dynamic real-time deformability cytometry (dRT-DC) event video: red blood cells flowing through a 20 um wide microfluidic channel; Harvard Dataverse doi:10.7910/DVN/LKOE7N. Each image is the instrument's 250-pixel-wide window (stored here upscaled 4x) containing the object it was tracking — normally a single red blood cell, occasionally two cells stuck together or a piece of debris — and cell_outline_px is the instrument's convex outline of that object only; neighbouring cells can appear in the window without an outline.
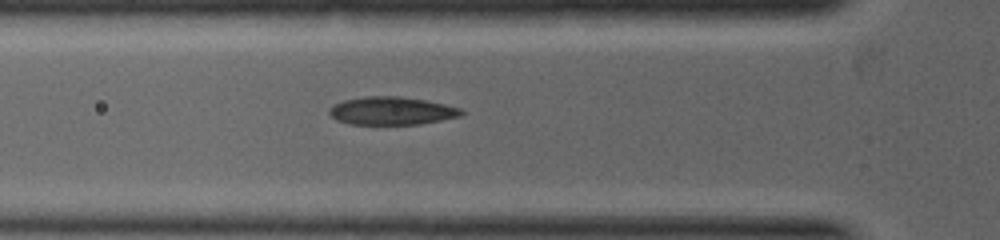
{"species": "common noctule bat (a hibernating species)", "species_latin": "Nyctalus noctula", "temperature_condition": "warm", "stored_images_in_passage": 3, "camera_frame_rate_fps": 5000, "um_per_image_px": 0.085, "animal": {"sex": "female", "body_mass_g": 19.0, "forearm_length_mm": 53.3}, "frame": {"image": 1, "passage_image": 2, "time_ms": 0.4, "image_size_px": [1000, 240], "cell_outline_px": [[464, 112], [460, 116], [420, 124], [348, 124], [336, 120], [328, 112], [328, 108], [344, 100], [364, 96], [396, 96], [424, 100], [444, 104], [460, 108]], "centroid_in_image_um": [33.26, 9.42], "position_along_channel_um": 92.5, "area_um2": 21.39}}